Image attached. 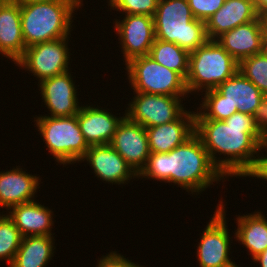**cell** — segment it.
<instances>
[{"label": "cell", "mask_w": 267, "mask_h": 267, "mask_svg": "<svg viewBox=\"0 0 267 267\" xmlns=\"http://www.w3.org/2000/svg\"><path fill=\"white\" fill-rule=\"evenodd\" d=\"M69 36L34 44L25 49L23 56L14 64L29 70L39 82L69 71Z\"/></svg>", "instance_id": "ba28073f"}, {"label": "cell", "mask_w": 267, "mask_h": 267, "mask_svg": "<svg viewBox=\"0 0 267 267\" xmlns=\"http://www.w3.org/2000/svg\"><path fill=\"white\" fill-rule=\"evenodd\" d=\"M254 6L259 14H261L267 8V0H252Z\"/></svg>", "instance_id": "e575fe53"}, {"label": "cell", "mask_w": 267, "mask_h": 267, "mask_svg": "<svg viewBox=\"0 0 267 267\" xmlns=\"http://www.w3.org/2000/svg\"><path fill=\"white\" fill-rule=\"evenodd\" d=\"M114 23L125 63L132 58L149 55L156 39L153 17L128 14L123 20L116 19Z\"/></svg>", "instance_id": "8fae6325"}, {"label": "cell", "mask_w": 267, "mask_h": 267, "mask_svg": "<svg viewBox=\"0 0 267 267\" xmlns=\"http://www.w3.org/2000/svg\"><path fill=\"white\" fill-rule=\"evenodd\" d=\"M235 239L243 244L251 254V259L267 248V219L260 212L238 216Z\"/></svg>", "instance_id": "603a6c76"}, {"label": "cell", "mask_w": 267, "mask_h": 267, "mask_svg": "<svg viewBox=\"0 0 267 267\" xmlns=\"http://www.w3.org/2000/svg\"><path fill=\"white\" fill-rule=\"evenodd\" d=\"M34 119L48 152L55 161L65 166L80 162L90 146L79 128L77 115L69 117L41 115Z\"/></svg>", "instance_id": "8992f818"}, {"label": "cell", "mask_w": 267, "mask_h": 267, "mask_svg": "<svg viewBox=\"0 0 267 267\" xmlns=\"http://www.w3.org/2000/svg\"><path fill=\"white\" fill-rule=\"evenodd\" d=\"M8 217L24 236H53V211L37 201L19 204L9 209Z\"/></svg>", "instance_id": "44dd1931"}, {"label": "cell", "mask_w": 267, "mask_h": 267, "mask_svg": "<svg viewBox=\"0 0 267 267\" xmlns=\"http://www.w3.org/2000/svg\"><path fill=\"white\" fill-rule=\"evenodd\" d=\"M259 163L257 165L256 170L249 176V177H254L257 178H262L263 180L267 181V154L264 156L263 153H261Z\"/></svg>", "instance_id": "d6a6232c"}, {"label": "cell", "mask_w": 267, "mask_h": 267, "mask_svg": "<svg viewBox=\"0 0 267 267\" xmlns=\"http://www.w3.org/2000/svg\"><path fill=\"white\" fill-rule=\"evenodd\" d=\"M204 97L201 101L195 119H211L224 121L235 112H238L237 107H233L217 89L204 91ZM198 110L200 112H198ZM203 111V112H202Z\"/></svg>", "instance_id": "484cf974"}, {"label": "cell", "mask_w": 267, "mask_h": 267, "mask_svg": "<svg viewBox=\"0 0 267 267\" xmlns=\"http://www.w3.org/2000/svg\"><path fill=\"white\" fill-rule=\"evenodd\" d=\"M96 267H142L139 264L126 259L123 255L116 253V251H110L109 254L101 257Z\"/></svg>", "instance_id": "4dcf8cb0"}, {"label": "cell", "mask_w": 267, "mask_h": 267, "mask_svg": "<svg viewBox=\"0 0 267 267\" xmlns=\"http://www.w3.org/2000/svg\"><path fill=\"white\" fill-rule=\"evenodd\" d=\"M257 12L252 0H225L224 5L205 23L209 40H216L224 32L256 20Z\"/></svg>", "instance_id": "d6986e66"}, {"label": "cell", "mask_w": 267, "mask_h": 267, "mask_svg": "<svg viewBox=\"0 0 267 267\" xmlns=\"http://www.w3.org/2000/svg\"><path fill=\"white\" fill-rule=\"evenodd\" d=\"M123 117L118 118L106 109L90 105H81L77 114L79 128L89 146L110 144Z\"/></svg>", "instance_id": "e0dca14e"}, {"label": "cell", "mask_w": 267, "mask_h": 267, "mask_svg": "<svg viewBox=\"0 0 267 267\" xmlns=\"http://www.w3.org/2000/svg\"><path fill=\"white\" fill-rule=\"evenodd\" d=\"M89 163L97 178L106 183L127 184L138 175L127 164L126 160L110 145H91L80 160Z\"/></svg>", "instance_id": "5bb4252c"}, {"label": "cell", "mask_w": 267, "mask_h": 267, "mask_svg": "<svg viewBox=\"0 0 267 267\" xmlns=\"http://www.w3.org/2000/svg\"><path fill=\"white\" fill-rule=\"evenodd\" d=\"M253 262H259L260 267H267V248L262 253L254 257Z\"/></svg>", "instance_id": "836d02e7"}, {"label": "cell", "mask_w": 267, "mask_h": 267, "mask_svg": "<svg viewBox=\"0 0 267 267\" xmlns=\"http://www.w3.org/2000/svg\"><path fill=\"white\" fill-rule=\"evenodd\" d=\"M25 49L20 5L5 0L0 6V54L16 63Z\"/></svg>", "instance_id": "ffe728a7"}, {"label": "cell", "mask_w": 267, "mask_h": 267, "mask_svg": "<svg viewBox=\"0 0 267 267\" xmlns=\"http://www.w3.org/2000/svg\"><path fill=\"white\" fill-rule=\"evenodd\" d=\"M5 0H0V6L2 5V3L4 2Z\"/></svg>", "instance_id": "ab89813d"}, {"label": "cell", "mask_w": 267, "mask_h": 267, "mask_svg": "<svg viewBox=\"0 0 267 267\" xmlns=\"http://www.w3.org/2000/svg\"><path fill=\"white\" fill-rule=\"evenodd\" d=\"M151 153L170 152L195 133V112L185 110L176 120L146 128Z\"/></svg>", "instance_id": "9a60e30c"}, {"label": "cell", "mask_w": 267, "mask_h": 267, "mask_svg": "<svg viewBox=\"0 0 267 267\" xmlns=\"http://www.w3.org/2000/svg\"><path fill=\"white\" fill-rule=\"evenodd\" d=\"M263 27L261 17L224 32L216 40L237 61L262 52Z\"/></svg>", "instance_id": "2e32d148"}, {"label": "cell", "mask_w": 267, "mask_h": 267, "mask_svg": "<svg viewBox=\"0 0 267 267\" xmlns=\"http://www.w3.org/2000/svg\"><path fill=\"white\" fill-rule=\"evenodd\" d=\"M16 4L19 5H26L29 3H35V2H46V1H51V0H10Z\"/></svg>", "instance_id": "8d00e7d4"}, {"label": "cell", "mask_w": 267, "mask_h": 267, "mask_svg": "<svg viewBox=\"0 0 267 267\" xmlns=\"http://www.w3.org/2000/svg\"><path fill=\"white\" fill-rule=\"evenodd\" d=\"M224 176L211 161L196 133L170 152L151 153L138 174L141 179L172 182L192 195L202 193L208 186L213 185V182L218 183L225 179Z\"/></svg>", "instance_id": "7a4b0ae2"}, {"label": "cell", "mask_w": 267, "mask_h": 267, "mask_svg": "<svg viewBox=\"0 0 267 267\" xmlns=\"http://www.w3.org/2000/svg\"><path fill=\"white\" fill-rule=\"evenodd\" d=\"M260 149H265L264 151L267 152V129L262 133V139L260 143Z\"/></svg>", "instance_id": "74e56055"}, {"label": "cell", "mask_w": 267, "mask_h": 267, "mask_svg": "<svg viewBox=\"0 0 267 267\" xmlns=\"http://www.w3.org/2000/svg\"><path fill=\"white\" fill-rule=\"evenodd\" d=\"M238 70L267 95V55L263 52L244 58Z\"/></svg>", "instance_id": "83f0119b"}, {"label": "cell", "mask_w": 267, "mask_h": 267, "mask_svg": "<svg viewBox=\"0 0 267 267\" xmlns=\"http://www.w3.org/2000/svg\"><path fill=\"white\" fill-rule=\"evenodd\" d=\"M81 6L82 0H51L20 5L25 47L71 35L73 13Z\"/></svg>", "instance_id": "3957f363"}, {"label": "cell", "mask_w": 267, "mask_h": 267, "mask_svg": "<svg viewBox=\"0 0 267 267\" xmlns=\"http://www.w3.org/2000/svg\"><path fill=\"white\" fill-rule=\"evenodd\" d=\"M239 68L237 62L217 40H208L189 54V71L185 80L188 94L216 89ZM203 91H202V90Z\"/></svg>", "instance_id": "5b68a950"}, {"label": "cell", "mask_w": 267, "mask_h": 267, "mask_svg": "<svg viewBox=\"0 0 267 267\" xmlns=\"http://www.w3.org/2000/svg\"><path fill=\"white\" fill-rule=\"evenodd\" d=\"M128 104L126 115L131 121L145 128L162 125L176 120L184 111L181 103L184 96H168L135 92ZM182 99H181V98Z\"/></svg>", "instance_id": "30bf717a"}, {"label": "cell", "mask_w": 267, "mask_h": 267, "mask_svg": "<svg viewBox=\"0 0 267 267\" xmlns=\"http://www.w3.org/2000/svg\"><path fill=\"white\" fill-rule=\"evenodd\" d=\"M239 112L252 115L265 96L261 90L239 70L216 88Z\"/></svg>", "instance_id": "7402d4cb"}, {"label": "cell", "mask_w": 267, "mask_h": 267, "mask_svg": "<svg viewBox=\"0 0 267 267\" xmlns=\"http://www.w3.org/2000/svg\"><path fill=\"white\" fill-rule=\"evenodd\" d=\"M189 52L173 42L155 39L149 56L157 63L177 72L186 80L189 71Z\"/></svg>", "instance_id": "d4e9b609"}, {"label": "cell", "mask_w": 267, "mask_h": 267, "mask_svg": "<svg viewBox=\"0 0 267 267\" xmlns=\"http://www.w3.org/2000/svg\"><path fill=\"white\" fill-rule=\"evenodd\" d=\"M191 8V12L195 19L203 22L217 12L223 5L225 0H187Z\"/></svg>", "instance_id": "f546056e"}, {"label": "cell", "mask_w": 267, "mask_h": 267, "mask_svg": "<svg viewBox=\"0 0 267 267\" xmlns=\"http://www.w3.org/2000/svg\"><path fill=\"white\" fill-rule=\"evenodd\" d=\"M40 178L28 174L18 166L0 172V207L10 208L19 204L35 201Z\"/></svg>", "instance_id": "ac0fdd59"}, {"label": "cell", "mask_w": 267, "mask_h": 267, "mask_svg": "<svg viewBox=\"0 0 267 267\" xmlns=\"http://www.w3.org/2000/svg\"><path fill=\"white\" fill-rule=\"evenodd\" d=\"M153 19L156 39L189 53L209 40L205 22L194 18L187 0H159Z\"/></svg>", "instance_id": "277c9868"}, {"label": "cell", "mask_w": 267, "mask_h": 267, "mask_svg": "<svg viewBox=\"0 0 267 267\" xmlns=\"http://www.w3.org/2000/svg\"><path fill=\"white\" fill-rule=\"evenodd\" d=\"M195 133L225 178L248 177L256 170L262 134L252 115L238 111L224 121L195 119ZM217 153L228 157L217 158Z\"/></svg>", "instance_id": "6da1fadb"}, {"label": "cell", "mask_w": 267, "mask_h": 267, "mask_svg": "<svg viewBox=\"0 0 267 267\" xmlns=\"http://www.w3.org/2000/svg\"><path fill=\"white\" fill-rule=\"evenodd\" d=\"M110 145L138 175L151 154L146 128L126 115L118 124Z\"/></svg>", "instance_id": "7c38bea8"}, {"label": "cell", "mask_w": 267, "mask_h": 267, "mask_svg": "<svg viewBox=\"0 0 267 267\" xmlns=\"http://www.w3.org/2000/svg\"><path fill=\"white\" fill-rule=\"evenodd\" d=\"M225 205L218 204L213 217L209 220L197 246V259L200 267H235L229 258L230 230L227 228Z\"/></svg>", "instance_id": "9c48e42d"}, {"label": "cell", "mask_w": 267, "mask_h": 267, "mask_svg": "<svg viewBox=\"0 0 267 267\" xmlns=\"http://www.w3.org/2000/svg\"><path fill=\"white\" fill-rule=\"evenodd\" d=\"M262 52L267 55V25L263 27Z\"/></svg>", "instance_id": "d590c367"}, {"label": "cell", "mask_w": 267, "mask_h": 267, "mask_svg": "<svg viewBox=\"0 0 267 267\" xmlns=\"http://www.w3.org/2000/svg\"><path fill=\"white\" fill-rule=\"evenodd\" d=\"M129 84L134 92L168 96H186L185 80L175 71L157 63L149 55L125 63Z\"/></svg>", "instance_id": "52a82bcc"}, {"label": "cell", "mask_w": 267, "mask_h": 267, "mask_svg": "<svg viewBox=\"0 0 267 267\" xmlns=\"http://www.w3.org/2000/svg\"><path fill=\"white\" fill-rule=\"evenodd\" d=\"M23 236L13 221L0 213V261L2 259L10 266L21 245Z\"/></svg>", "instance_id": "4316f807"}, {"label": "cell", "mask_w": 267, "mask_h": 267, "mask_svg": "<svg viewBox=\"0 0 267 267\" xmlns=\"http://www.w3.org/2000/svg\"><path fill=\"white\" fill-rule=\"evenodd\" d=\"M159 0H109L108 6L121 14L148 15L153 17Z\"/></svg>", "instance_id": "f1b7e54d"}, {"label": "cell", "mask_w": 267, "mask_h": 267, "mask_svg": "<svg viewBox=\"0 0 267 267\" xmlns=\"http://www.w3.org/2000/svg\"><path fill=\"white\" fill-rule=\"evenodd\" d=\"M262 22L264 25H267V8L260 14Z\"/></svg>", "instance_id": "f35d334b"}, {"label": "cell", "mask_w": 267, "mask_h": 267, "mask_svg": "<svg viewBox=\"0 0 267 267\" xmlns=\"http://www.w3.org/2000/svg\"><path fill=\"white\" fill-rule=\"evenodd\" d=\"M38 83L42 102L50 111L51 117H69L78 114L80 103L77 88L69 71Z\"/></svg>", "instance_id": "4fadbf2b"}, {"label": "cell", "mask_w": 267, "mask_h": 267, "mask_svg": "<svg viewBox=\"0 0 267 267\" xmlns=\"http://www.w3.org/2000/svg\"><path fill=\"white\" fill-rule=\"evenodd\" d=\"M255 126L262 134L267 129V95L263 97L260 105L253 114Z\"/></svg>", "instance_id": "1f68e13d"}, {"label": "cell", "mask_w": 267, "mask_h": 267, "mask_svg": "<svg viewBox=\"0 0 267 267\" xmlns=\"http://www.w3.org/2000/svg\"><path fill=\"white\" fill-rule=\"evenodd\" d=\"M53 236H24L8 267H46L54 256Z\"/></svg>", "instance_id": "cb8c5ba5"}]
</instances>
